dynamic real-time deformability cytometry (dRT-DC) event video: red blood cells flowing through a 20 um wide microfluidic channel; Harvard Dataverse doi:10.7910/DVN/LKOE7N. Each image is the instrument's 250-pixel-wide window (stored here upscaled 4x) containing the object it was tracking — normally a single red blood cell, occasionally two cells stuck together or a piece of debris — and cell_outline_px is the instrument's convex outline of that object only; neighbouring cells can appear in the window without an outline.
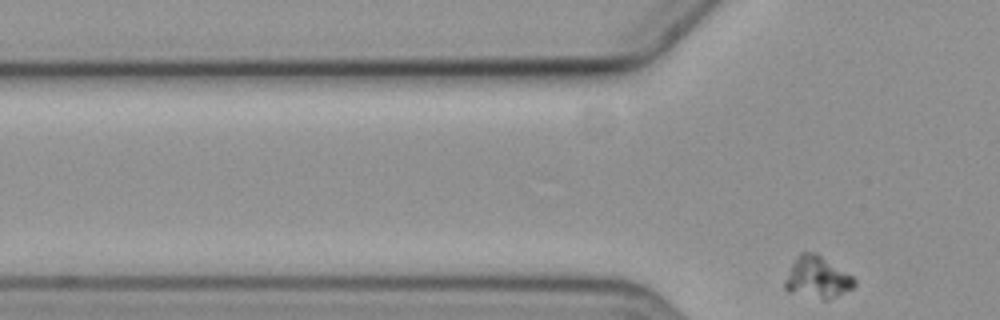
{"species": "common noctule bat (a hibernating species)", "species_latin": "Nyctalus noctula", "temperature_condition": "cold", "stored_images_in_passage": 8, "segment_of_instrument_passage": [2, 2], "camera_frame_rate_fps": 3000, "um_per_image_px": 0.085, "animal": {"sex": "female", "body_mass_g": 19.3, "forearm_length_mm": 54.1}, "frame": {"image": 1, "passage_image": 8, "time_ms": 11.0, "image_size_px": [1000, 320], "cell_outline_px": [[856, 284], [852, 288], [828, 300], [824, 300], [788, 292], [784, 288], [784, 284], [792, 264], [800, 252], [816, 252], [852, 276], [856, 280]], "centroid_in_image_um": [69.47, 23.59], "position_along_channel_um": 56.3, "area_um2": 16.7}}